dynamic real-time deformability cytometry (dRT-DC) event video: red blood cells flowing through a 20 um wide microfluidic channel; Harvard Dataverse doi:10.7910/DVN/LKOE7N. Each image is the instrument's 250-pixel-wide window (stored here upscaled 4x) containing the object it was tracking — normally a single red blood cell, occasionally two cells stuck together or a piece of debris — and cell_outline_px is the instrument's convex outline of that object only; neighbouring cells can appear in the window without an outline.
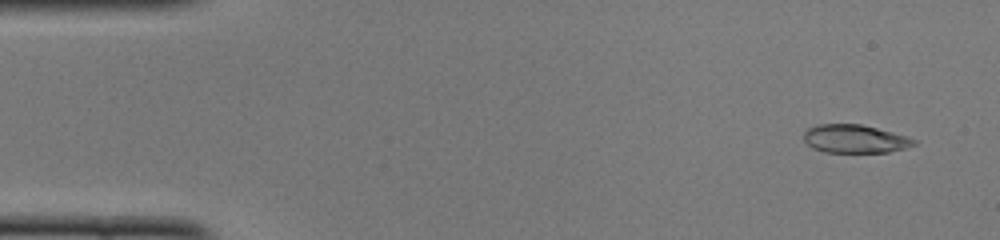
{"species": "common noctule bat (a hibernating species)", "species_latin": "Nyctalus noctula", "temperature_condition": "cold", "stored_images_in_passage": 48, "camera_frame_rate_fps": 3000, "um_per_image_px": 0.085, "animal": {"sex": "female", "body_mass_g": 22.0, "forearm_length_mm": 56.7}, "frame": {"image": 1, "passage_image": 1, "time_ms": 0.0, "image_size_px": [1000, 240], "cell_outline_px": [[916, 144], [904, 148], [888, 152], [824, 152], [812, 148], [804, 140], [804, 132], [808, 128], [816, 124], [860, 124], [892, 132], [916, 140]], "centroid_in_image_um": [72.62, 11.8], "position_along_channel_um": 12.4, "area_um2": 17.98}}
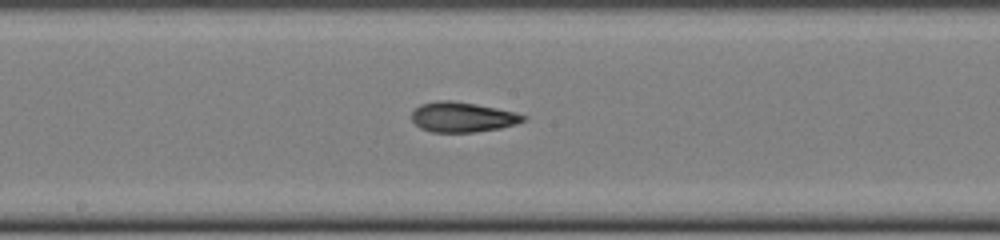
{"frame": {"image": 2, "passage_image": 24, "time_ms": 7.667, "image_size_px": [1000, 240], "cell_outline_px": [[528, 116], [524, 120], [516, 124], [500, 128], [476, 132], [432, 132], [420, 128], [412, 120], [412, 112], [420, 104], [436, 100], [452, 100], [476, 104], [516, 112]], "centroid_in_image_um": [39.31, 9.95], "position_along_channel_um": 208.9, "area_um2": 19.59}}
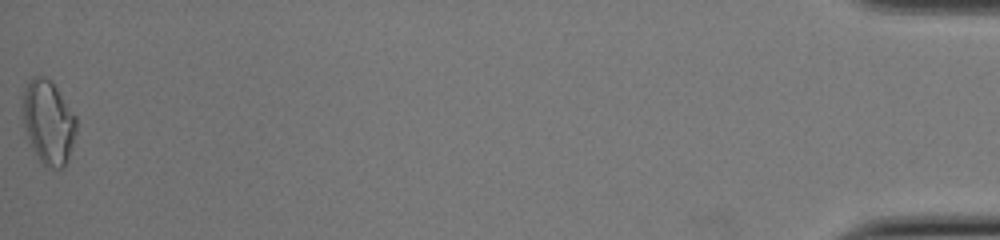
{"frame": {"image": 3, "passage_image": 48, "time_ms": 15.667, "image_size_px": [1000, 240], "cell_outline_px": [[76, 132], [68, 160], [64, 168], [48, 168], [40, 160], [32, 148], [24, 128], [20, 108], [20, 96], [28, 80], [32, 76], [44, 76], [56, 88], [76, 116]], "centroid_in_image_um": [4.06, 10.37], "position_along_channel_um": 431.1, "area_um2": 26.59}, "authors_computed_cell_mechanics": {"area_um2": 19.4208, "velocity_mm_per_s": 4.0009, "shape_relaxation_time_tau1_ms": null, "shape_relaxation_time_tau2_ms": 2.9057, "deformation_change_tau1": null, "deformation_change_tau2": 0.1124}}